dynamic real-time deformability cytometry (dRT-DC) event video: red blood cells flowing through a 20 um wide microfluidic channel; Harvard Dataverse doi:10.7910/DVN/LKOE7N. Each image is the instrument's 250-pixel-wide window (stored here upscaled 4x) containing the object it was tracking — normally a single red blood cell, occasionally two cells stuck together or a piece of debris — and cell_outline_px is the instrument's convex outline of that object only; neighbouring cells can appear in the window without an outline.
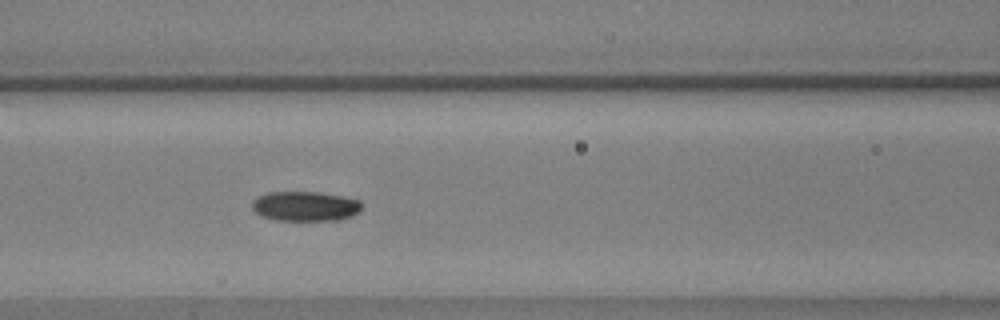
{"species": "common noctule bat (a hibernating species)", "species_latin": "Nyctalus noctula", "temperature_condition": "warm", "stored_images_in_passage": 54, "camera_frame_rate_fps": 3000, "um_per_image_px": 0.085, "animal": {"sex": "male", "body_mass_g": 17.9, "forearm_length_mm": 54.2}, "frame": {"image": 1, "passage_image": 22, "time_ms": 7.0, "image_size_px": [1000, 320], "cell_outline_px": [[360, 212], [352, 216], [340, 220], [276, 220], [264, 216], [256, 212], [252, 208], [252, 200], [268, 192], [320, 192], [360, 200]], "centroid_in_image_um": [25.96, 17.53], "position_along_channel_um": 140.6, "area_um2": 18.9}}
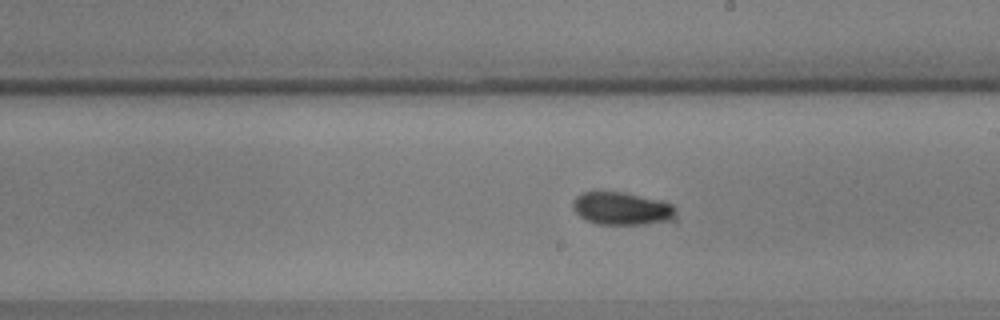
{"frame": {"image": 2, "passage_image": 30, "time_ms": 9.667, "image_size_px": [1000, 320], "cell_outline_px": [[676, 224], [596, 224], [580, 216], [572, 208], [572, 200], [580, 192], [600, 188], [624, 192], [664, 200], [672, 204], [676, 208]], "centroid_in_image_um": [52.93, 17.7], "position_along_channel_um": 236.1, "area_um2": 21.15}}
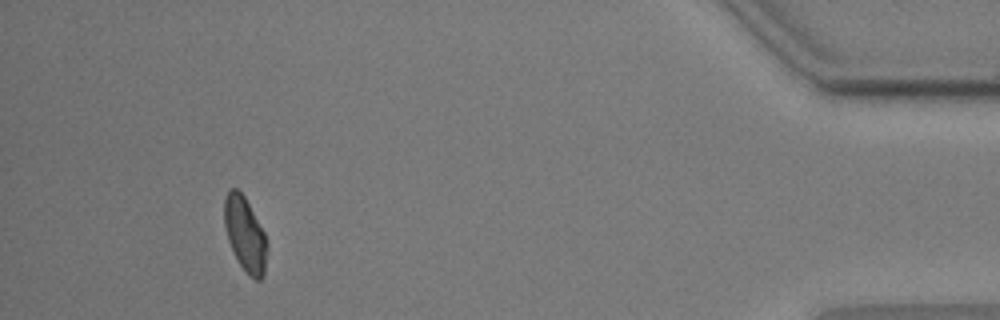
{"frame": {"image": 3, "passage_image": 50, "time_ms": 16.333, "image_size_px": [1000, 320], "cell_outline_px": [[268, 248], [264, 276], [260, 280], [256, 280], [240, 264], [228, 240], [224, 224], [224, 196], [232, 188], [236, 188], [244, 196], [264, 232], [268, 244]], "centroid_in_image_um": [20.84, 19.9], "position_along_channel_um": 414.4, "area_um2": 18.26}, "authors_computed_cell_mechanics": {"area_um2": 18.9584, "velocity_mm_per_s": 3.5903, "shape_relaxation_time_tau1_ms": 2.9109, "shape_relaxation_time_tau2_ms": null, "deformation_change_tau1": 0.0635, "deformation_change_tau2": null}}